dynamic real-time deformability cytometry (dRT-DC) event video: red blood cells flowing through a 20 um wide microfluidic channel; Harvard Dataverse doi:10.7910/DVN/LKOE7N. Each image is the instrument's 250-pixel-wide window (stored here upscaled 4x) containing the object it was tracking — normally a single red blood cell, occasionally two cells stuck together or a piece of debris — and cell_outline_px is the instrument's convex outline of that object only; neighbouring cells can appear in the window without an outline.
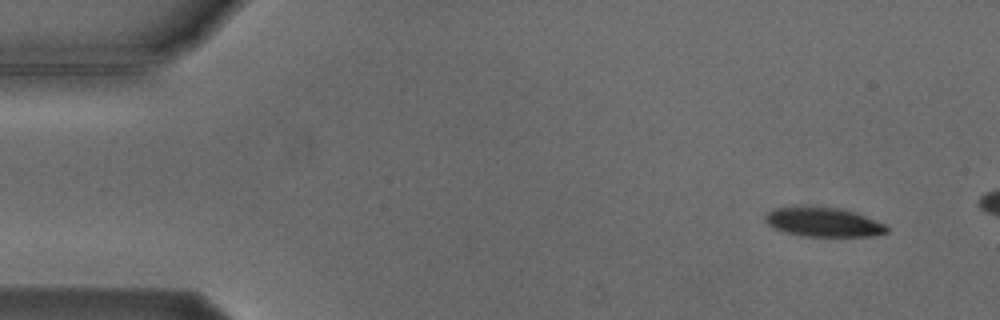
{"species": "Egyptian fruit bat (a non-hibernating species)", "species_latin": "Rousettus aegyptiacus", "temperature_condition": "cold", "stored_images_in_passage": 4, "camera_frame_rate_fps": 3000, "um_per_image_px": 0.085, "animal": {"sex": "male"}, "frame": {"image": 1, "passage_image": 1, "time_ms": 0.0, "image_size_px": [1000, 320], "cell_outline_px": [[888, 232], [872, 236], [804, 236], [788, 232], [776, 228], [768, 224], [764, 220], [764, 216], [772, 208], [808, 204], [840, 208], [856, 212], [884, 224], [888, 228]], "centroid_in_image_um": [69.95, 18.83], "position_along_channel_um": 15.0, "area_um2": 21.1}}